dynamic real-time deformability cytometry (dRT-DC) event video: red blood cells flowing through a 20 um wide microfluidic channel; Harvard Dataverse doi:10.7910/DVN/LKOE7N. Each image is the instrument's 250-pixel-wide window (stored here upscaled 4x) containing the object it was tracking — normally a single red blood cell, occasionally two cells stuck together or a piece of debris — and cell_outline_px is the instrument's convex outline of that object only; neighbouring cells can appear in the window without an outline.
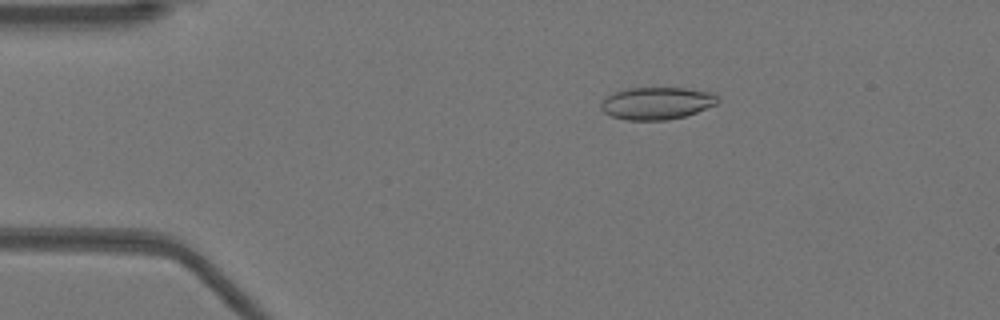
{"species": "Egyptian fruit bat (a non-hibernating species)", "species_latin": "Rousettus aegyptiacus", "temperature_condition": "warm", "stored_images_in_passage": 51, "camera_frame_rate_fps": 3000, "um_per_image_px": 0.085, "animal": {"sex": "female"}, "frame": {"image": 1, "passage_image": 9, "time_ms": 2.667, "image_size_px": [1000, 320], "cell_outline_px": [[720, 100], [716, 104], [696, 112], [684, 116], [668, 120], [628, 120], [612, 116], [604, 112], [600, 108], [600, 104], [608, 96], [616, 92], [628, 88], [684, 88], [712, 92], [720, 96]], "centroid_in_image_um": [55.86, 8.77], "position_along_channel_um": 29.1, "area_um2": 21.91}}
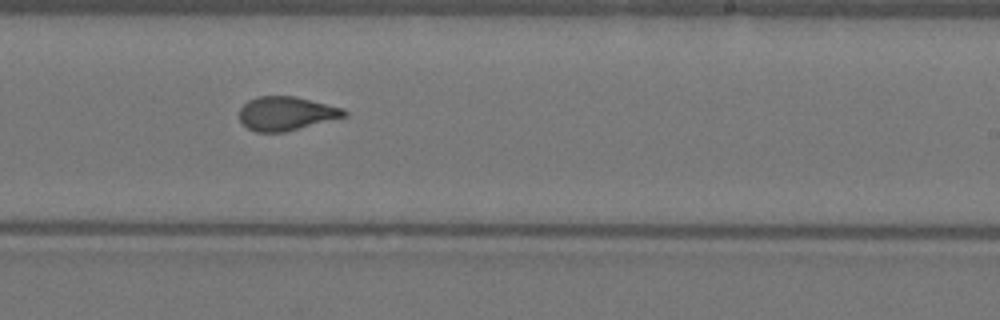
{"frame": {"image": 2, "passage_image": 31, "time_ms": 10.0, "image_size_px": [1000, 320], "cell_outline_px": [[348, 116], [284, 132], [256, 132], [248, 128], [240, 120], [240, 108], [248, 100], [260, 96], [292, 96], [344, 108], [348, 112]], "centroid_in_image_um": [24.34, 9.65], "position_along_channel_um": 264.7, "area_um2": 20.52}}
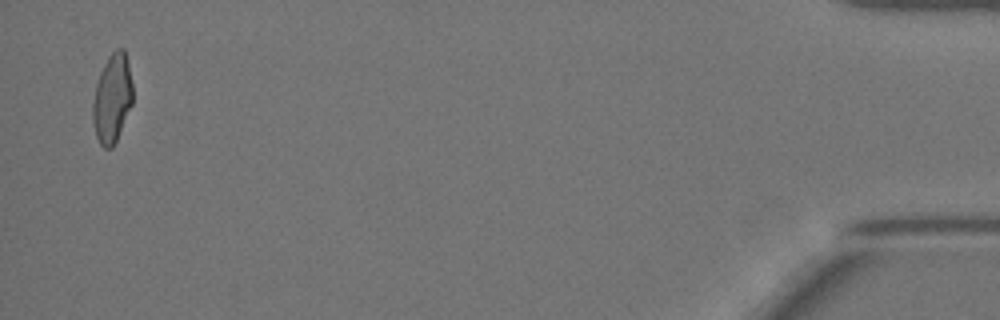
{"frame": {"image": 3, "passage_image": 50, "time_ms": 16.333, "image_size_px": [1000, 320], "cell_outline_px": [[132, 104], [116, 140], [112, 148], [104, 148], [100, 144], [96, 136], [92, 120], [92, 104], [96, 84], [100, 72], [108, 56], [116, 48], [124, 48], [128, 64], [132, 84]], "centroid_in_image_um": [9.52, 8.35], "position_along_channel_um": 425.7, "area_um2": 20.58}, "authors_computed_cell_mechanics": {"area_um2": 21.2704, "velocity_mm_per_s": 3.9415, "shape_relaxation_time_tau1_ms": 6.1363, "shape_relaxation_time_tau2_ms": 1.1993, "deformation_change_tau1": 0.2023, "deformation_change_tau2": 0.0704}}